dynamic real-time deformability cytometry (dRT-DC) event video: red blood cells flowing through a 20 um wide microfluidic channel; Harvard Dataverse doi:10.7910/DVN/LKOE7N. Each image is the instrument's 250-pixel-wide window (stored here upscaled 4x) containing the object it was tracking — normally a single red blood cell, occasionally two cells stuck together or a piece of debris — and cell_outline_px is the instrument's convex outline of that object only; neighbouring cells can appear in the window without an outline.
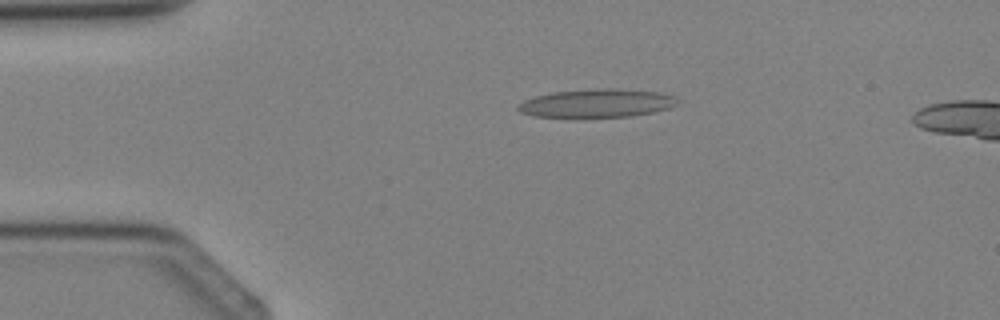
{"species": "Egyptian fruit bat (a non-hibernating species)", "species_latin": "Rousettus aegyptiacus", "temperature_condition": "cold", "stored_images_in_passage": 4, "segment_of_instrument_passage": [1, 2], "camera_frame_rate_fps": 3000, "um_per_image_px": 0.085, "animal": {"sex": "female"}, "frame": {"image": 1, "passage_image": 3, "time_ms": 2.333, "image_size_px": [1000, 320], "cell_outline_px": [[676, 104], [668, 108], [652, 112], [632, 116], [532, 116], [520, 112], [516, 108], [516, 104], [532, 96], [552, 92], [596, 88], [616, 88], [660, 92], [676, 96]], "centroid_in_image_um": [50.69, 8.75], "position_along_channel_um": 34.3, "area_um2": 26.24}}